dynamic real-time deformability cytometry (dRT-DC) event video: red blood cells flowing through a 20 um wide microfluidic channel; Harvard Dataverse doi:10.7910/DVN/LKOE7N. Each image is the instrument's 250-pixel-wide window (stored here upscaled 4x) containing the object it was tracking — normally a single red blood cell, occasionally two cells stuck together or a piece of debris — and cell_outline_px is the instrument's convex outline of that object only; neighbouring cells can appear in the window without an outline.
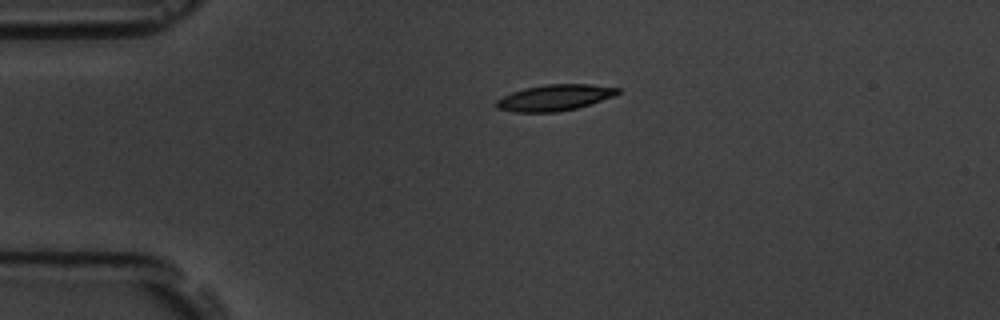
{"species": "common noctule bat (a hibernating species)", "species_latin": "Nyctalus noctula", "temperature_condition": "room temperature", "stored_images_in_passage": 2, "camera_frame_rate_fps": 3000, "um_per_image_px": 0.085, "animal": {"sex": "male", "body_mass_g": 19.5, "forearm_length_mm": 54.6}, "frame": {"image": 1, "passage_image": 1, "time_ms": 0.0, "image_size_px": [1000, 320], "cell_outline_px": [[620, 92], [612, 96], [576, 108], [556, 112], [516, 112], [496, 108], [492, 104], [496, 100], [512, 92], [524, 88], [544, 84], [588, 84], [620, 88]], "centroid_in_image_um": [47.07, 8.29], "position_along_channel_um": 37.9, "area_um2": 18.32}}